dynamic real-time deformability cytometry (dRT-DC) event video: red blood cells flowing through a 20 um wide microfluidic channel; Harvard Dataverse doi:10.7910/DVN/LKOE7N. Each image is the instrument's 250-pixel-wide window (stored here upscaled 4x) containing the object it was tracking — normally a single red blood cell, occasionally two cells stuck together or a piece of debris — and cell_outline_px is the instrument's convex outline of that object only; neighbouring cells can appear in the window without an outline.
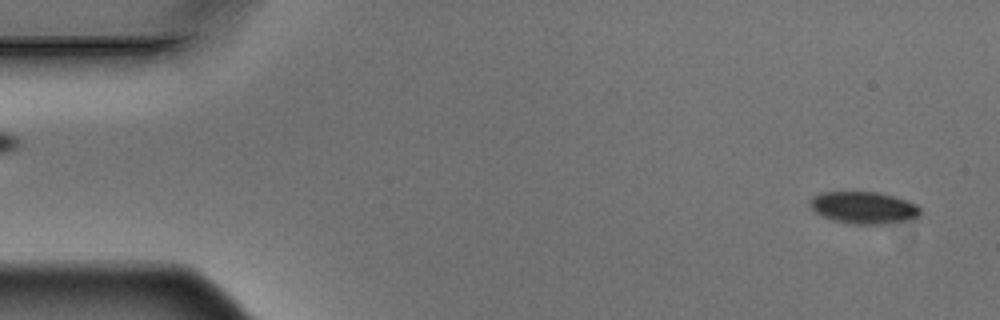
{"species": "Egyptian fruit bat (a non-hibernating species)", "species_latin": "Rousettus aegyptiacus", "temperature_condition": "warm", "stored_images_in_passage": 5, "segment_of_instrument_passage": [2, 2], "camera_frame_rate_fps": 3000, "um_per_image_px": 0.085, "animal": {"sex": "male"}, "frame": {"image": 1, "passage_image": 5, "time_ms": 1.333, "image_size_px": [1000, 320], "cell_outline_px": [[920, 216], [916, 220], [884, 224], [848, 224], [832, 220], [816, 212], [808, 204], [812, 196], [820, 192], [876, 192], [892, 196], [916, 204], [920, 208]], "centroid_in_image_um": [73.43, 17.67], "position_along_channel_um": 11.6, "area_um2": 20.81}}